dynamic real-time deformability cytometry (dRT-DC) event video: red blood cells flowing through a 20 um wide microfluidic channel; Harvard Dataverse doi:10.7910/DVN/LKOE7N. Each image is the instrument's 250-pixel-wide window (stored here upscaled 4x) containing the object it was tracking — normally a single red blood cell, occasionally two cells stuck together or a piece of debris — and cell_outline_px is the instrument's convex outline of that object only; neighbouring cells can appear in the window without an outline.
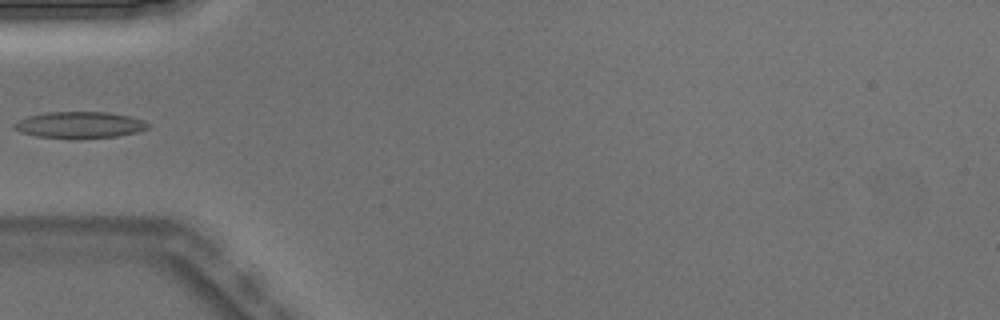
{"species": "Egyptian fruit bat (a non-hibernating species)", "species_latin": "Rousettus aegyptiacus", "temperature_condition": "warm", "stored_images_in_passage": 6, "camera_frame_rate_fps": 3000, "um_per_image_px": 0.085, "animal": {"sex": "male"}, "frame": {"image": 1, "passage_image": 5, "time_ms": 1.333, "image_size_px": [1000, 320], "cell_outline_px": [[152, 124], [148, 128], [136, 132], [116, 136], [36, 136], [20, 132], [12, 124], [28, 116], [48, 112], [108, 112], [128, 116]], "centroid_in_image_um": [6.78, 10.58], "position_along_channel_um": 78.2, "area_um2": 19.59}}